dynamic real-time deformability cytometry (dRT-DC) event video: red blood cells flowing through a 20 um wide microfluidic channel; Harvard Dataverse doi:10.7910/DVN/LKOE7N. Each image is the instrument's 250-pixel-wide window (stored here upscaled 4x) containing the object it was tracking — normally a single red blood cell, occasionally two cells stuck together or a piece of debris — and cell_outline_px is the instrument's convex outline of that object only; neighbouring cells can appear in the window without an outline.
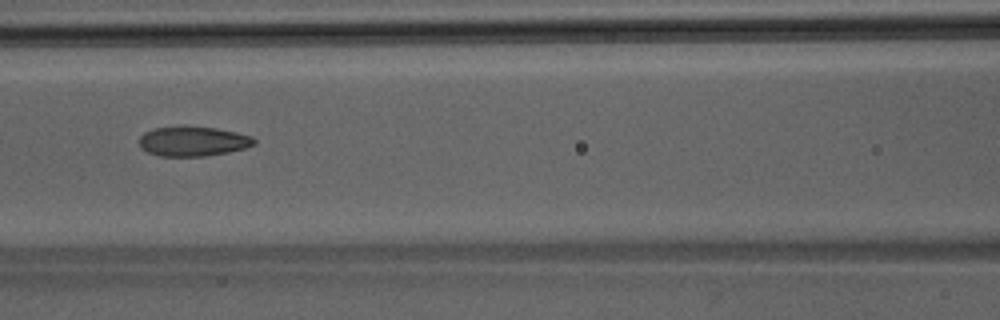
{"species": "Egyptian fruit bat (a non-hibernating species)", "species_latin": "Rousettus aegyptiacus", "temperature_condition": "room temperature", "stored_images_in_passage": 33, "camera_frame_rate_fps": 3000, "um_per_image_px": 0.085, "animal": {"sex": "male"}, "frame": {"image": 1, "passage_image": 8, "time_ms": 2.333, "image_size_px": [1000, 320], "cell_outline_px": [[256, 144], [244, 148], [228, 152], [204, 156], [160, 156], [148, 152], [140, 148], [140, 136], [144, 132], [152, 128], [180, 124], [184, 124], [216, 128], [236, 132], [252, 136], [256, 140]], "centroid_in_image_um": [16.37, 11.97], "position_along_channel_um": 150.2, "area_um2": 20.46}}
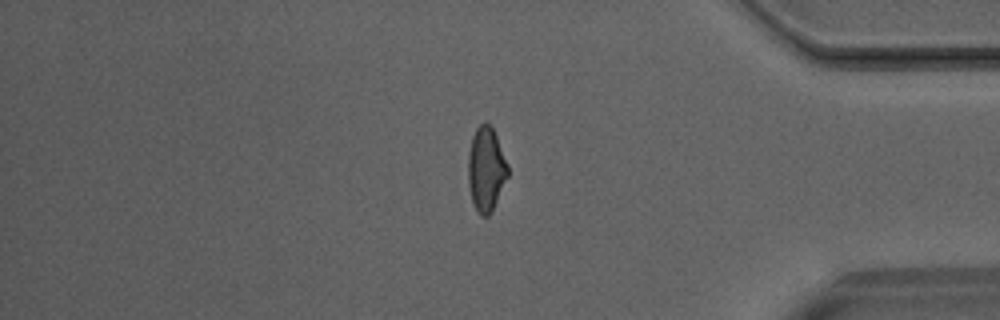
{"frame": {"image": 2, "passage_image": 26, "time_ms": 8.333, "image_size_px": [1000, 320], "cell_outline_px": [[508, 176], [488, 216], [480, 216], [472, 204], [468, 184], [468, 152], [472, 136], [476, 128], [484, 120], [492, 128], [496, 136], [508, 164]], "centroid_in_image_um": [41.29, 14.36], "position_along_channel_um": 393.9, "area_um2": 19.42}}
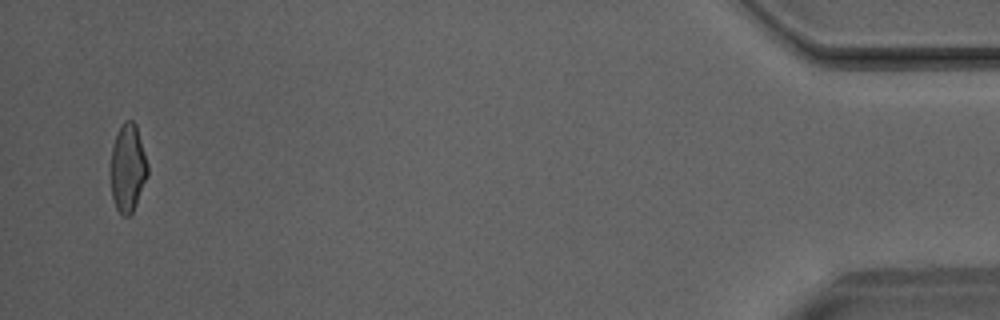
{"frame": {"image": 3, "passage_image": 32, "time_ms": 10.333, "image_size_px": [1000, 320], "cell_outline_px": [[148, 176], [136, 204], [132, 212], [128, 216], [124, 216], [116, 208], [112, 196], [108, 168], [112, 144], [120, 124], [124, 120], [132, 120], [136, 124], [148, 164]], "centroid_in_image_um": [10.82, 14.25], "position_along_channel_um": 424.4, "area_um2": 19.54}}